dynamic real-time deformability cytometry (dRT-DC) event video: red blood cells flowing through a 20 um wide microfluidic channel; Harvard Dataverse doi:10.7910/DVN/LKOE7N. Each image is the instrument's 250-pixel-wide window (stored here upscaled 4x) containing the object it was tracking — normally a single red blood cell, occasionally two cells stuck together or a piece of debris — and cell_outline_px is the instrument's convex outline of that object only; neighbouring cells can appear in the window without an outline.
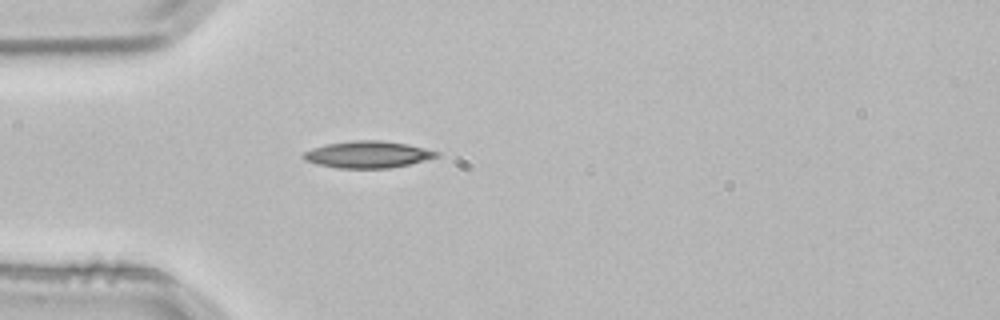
{"species": "common noctule bat (a hibernating species)", "species_latin": "Nyctalus noctula", "temperature_condition": "room temperature", "stored_images_in_passage": 3, "camera_frame_rate_fps": 3000, "um_per_image_px": 0.085, "animal": {"sex": "male", "body_mass_g": 21.5, "forearm_length_mm": 52.0}, "frame": {"image": 1, "passage_image": 3, "time_ms": 0.667, "image_size_px": [1000, 320], "cell_outline_px": [[440, 156], [408, 164], [388, 168], [336, 168], [316, 164], [304, 160], [300, 156], [304, 152], [312, 148], [328, 144], [356, 140], [380, 140], [404, 144], [440, 152]], "centroid_in_image_um": [31.2, 13.14], "position_along_channel_um": 53.8, "area_um2": 20.58}}